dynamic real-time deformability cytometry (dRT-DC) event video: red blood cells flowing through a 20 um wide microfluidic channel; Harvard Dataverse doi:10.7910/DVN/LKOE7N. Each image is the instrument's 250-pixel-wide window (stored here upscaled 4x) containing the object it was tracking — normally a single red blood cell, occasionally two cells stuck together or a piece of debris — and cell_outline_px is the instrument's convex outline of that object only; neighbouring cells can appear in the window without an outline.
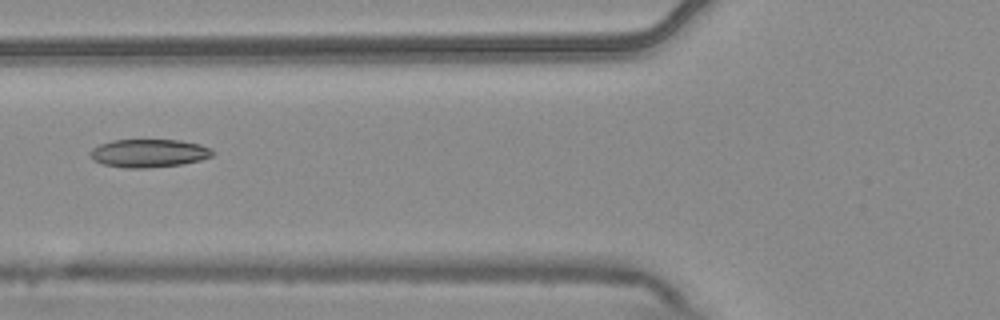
{"species": "common noctule bat (a hibernating species)", "species_latin": "Nyctalus noctula", "temperature_condition": "warm", "stored_images_in_passage": 7, "camera_frame_rate_fps": 3000, "um_per_image_px": 0.085, "animal": {"sex": "male", "body_mass_g": 20.4}, "frame": {"image": 1, "passage_image": 6, "time_ms": 1.667, "image_size_px": [1000, 320], "cell_outline_px": [[212, 156], [200, 160], [180, 164], [144, 168], [124, 168], [104, 164], [92, 160], [88, 156], [88, 152], [92, 148], [100, 144], [112, 140], [180, 140], [200, 144], [212, 148]], "centroid_in_image_um": [12.6, 13.01], "position_along_channel_um": 113.2, "area_um2": 20.11}}
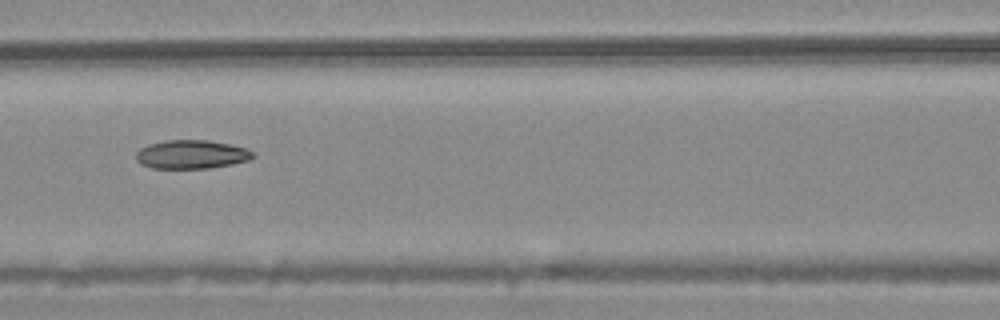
{"frame": {"image": 2, "passage_image": 7, "time_ms": 2.0, "image_size_px": [1000, 320], "cell_outline_px": [[256, 156], [248, 160], [232, 164], [208, 168], [152, 168], [140, 164], [136, 160], [136, 152], [140, 148], [148, 144], [168, 140], [208, 140], [228, 144], [244, 148], [252, 152]], "centroid_in_image_um": [16.24, 13.13], "position_along_channel_um": 150.4, "area_um2": 19.42}}